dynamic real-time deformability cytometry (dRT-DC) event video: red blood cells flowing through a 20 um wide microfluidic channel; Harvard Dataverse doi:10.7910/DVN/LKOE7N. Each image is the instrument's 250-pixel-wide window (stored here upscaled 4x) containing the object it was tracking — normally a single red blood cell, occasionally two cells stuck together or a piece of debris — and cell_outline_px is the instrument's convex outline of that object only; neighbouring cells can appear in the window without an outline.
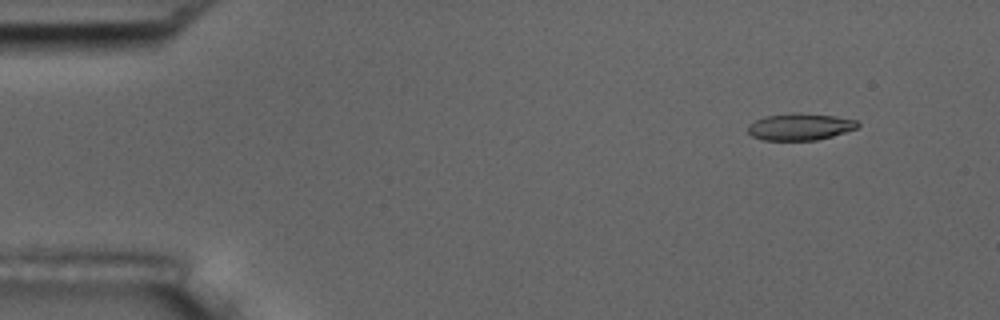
{"species": "common noctule bat (a hibernating species)", "species_latin": "Nyctalus noctula", "temperature_condition": "room temperature", "stored_images_in_passage": 4, "camera_frame_rate_fps": 3000, "um_per_image_px": 0.085, "animal": {"sex": "male", "body_mass_g": 17.5, "forearm_length_mm": 52.3}, "frame": {"image": 1, "passage_image": 1, "time_ms": 0.0, "image_size_px": [1000, 320], "cell_outline_px": [[860, 124], [856, 128], [832, 136], [816, 140], [764, 140], [752, 136], [748, 132], [748, 124], [764, 116], [792, 112], [796, 112], [836, 116], [856, 120]], "centroid_in_image_um": [67.98, 10.76], "position_along_channel_um": 17.0, "area_um2": 17.22}}
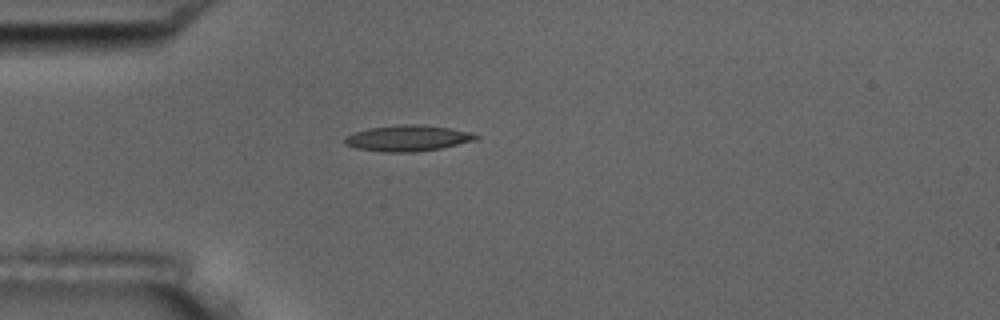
{"frame": {"image": 2, "passage_image": 4, "time_ms": 3.333, "image_size_px": [1000, 320], "cell_outline_px": [[480, 136], [476, 140], [440, 148], [412, 152], [384, 152], [356, 148], [344, 144], [344, 136], [368, 128], [404, 124], [424, 124], [472, 132]], "centroid_in_image_um": [34.65, 11.74], "position_along_channel_um": 50.3, "area_um2": 19.83}}